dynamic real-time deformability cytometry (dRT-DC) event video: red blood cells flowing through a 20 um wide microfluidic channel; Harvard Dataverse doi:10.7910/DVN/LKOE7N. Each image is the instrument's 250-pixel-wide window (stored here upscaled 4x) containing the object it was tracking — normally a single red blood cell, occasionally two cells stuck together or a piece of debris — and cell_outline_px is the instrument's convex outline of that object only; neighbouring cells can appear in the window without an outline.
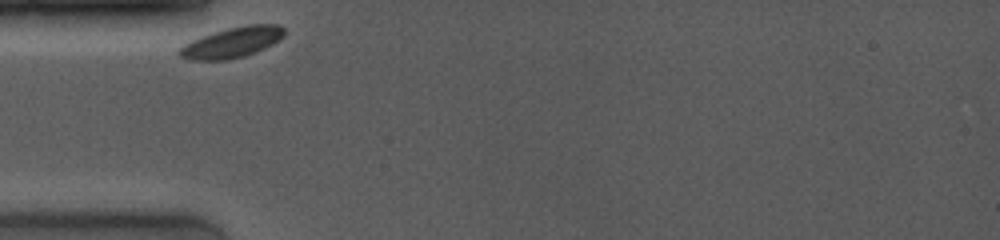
{"species": "common noctule bat (a hibernating species)", "species_latin": "Nyctalus noctula", "temperature_condition": "room temperature", "stored_images_in_passage": 2, "camera_frame_rate_fps": 4000, "um_per_image_px": 0.085, "animal": {"sex": "female", "body_mass_g": 19.0, "forearm_length_mm": 53.3}, "frame": {"image": 1, "passage_image": 1, "time_ms": 0.0, "image_size_px": [1000, 240], "cell_outline_px": [[284, 36], [272, 44], [256, 52], [244, 56], [228, 60], [188, 60], [180, 56], [176, 52], [184, 44], [192, 40], [212, 32], [228, 28], [248, 24], [280, 24], [284, 28]], "centroid_in_image_um": [19.72, 3.61], "position_along_channel_um": 65.3, "area_um2": 18.73}}